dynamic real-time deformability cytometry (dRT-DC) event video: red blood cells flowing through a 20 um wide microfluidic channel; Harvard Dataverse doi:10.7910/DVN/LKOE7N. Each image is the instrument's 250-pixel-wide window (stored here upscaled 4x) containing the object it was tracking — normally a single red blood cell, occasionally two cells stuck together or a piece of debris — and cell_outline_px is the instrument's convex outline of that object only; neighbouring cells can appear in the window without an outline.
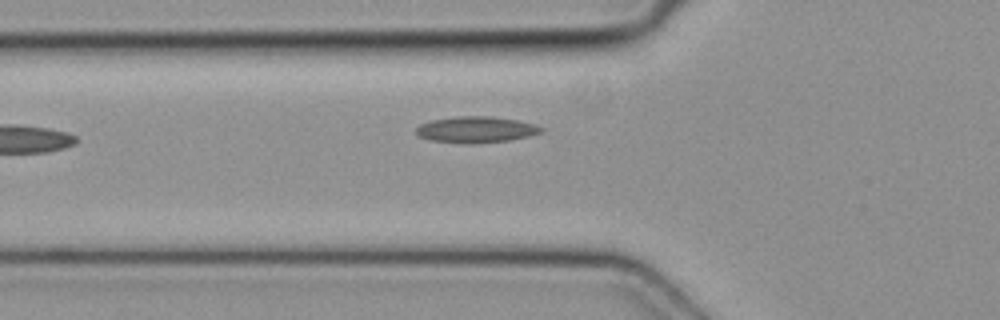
{"species": "common noctule bat (a hibernating species)", "species_latin": "Nyctalus noctula", "temperature_condition": "cold", "stored_images_in_passage": 6, "camera_frame_rate_fps": 3000, "um_per_image_px": 0.085, "animal": {"sex": "female", "body_mass_g": 19.3, "forearm_length_mm": 54.1}, "frame": {"image": 1, "passage_image": 6, "time_ms": 1.667, "image_size_px": [1000, 320], "cell_outline_px": [[544, 132], [528, 136], [508, 140], [472, 144], [464, 144], [428, 140], [420, 136], [416, 132], [416, 128], [420, 124], [432, 120], [456, 116], [488, 116], [516, 120], [536, 124], [544, 128]], "centroid_in_image_um": [40.47, 11.02], "position_along_channel_um": 85.3, "area_um2": 19.19}}